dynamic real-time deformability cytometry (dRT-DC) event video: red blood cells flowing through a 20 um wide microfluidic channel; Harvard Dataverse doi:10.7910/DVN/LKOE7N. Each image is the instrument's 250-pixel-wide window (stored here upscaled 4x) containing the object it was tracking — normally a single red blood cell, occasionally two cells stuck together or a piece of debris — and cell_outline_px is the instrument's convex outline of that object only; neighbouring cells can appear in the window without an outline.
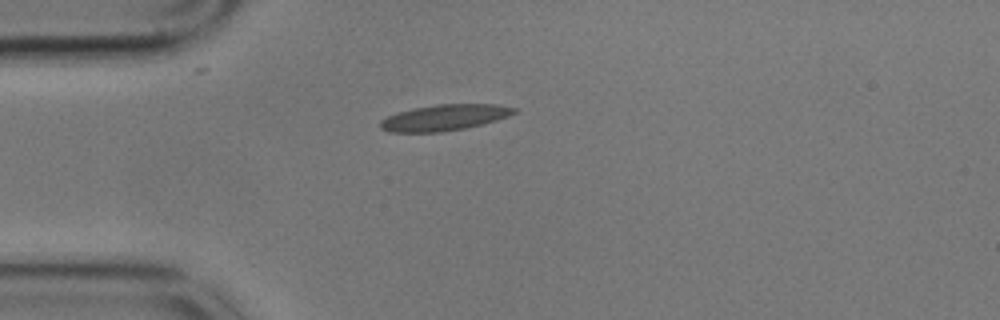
{"species": "common noctule bat (a hibernating species)", "species_latin": "Nyctalus noctula", "temperature_condition": "cold", "stored_images_in_passage": 43, "camera_frame_rate_fps": 3000, "um_per_image_px": 0.085, "animal": {"sex": "male", "body_mass_g": 17.9}, "frame": {"image": 1, "passage_image": 1, "time_ms": 0.0, "image_size_px": [1000, 320], "cell_outline_px": [[516, 112], [508, 116], [496, 120], [464, 128], [440, 132], [388, 132], [380, 128], [380, 120], [396, 112], [412, 108], [436, 104], [496, 104], [516, 108]], "centroid_in_image_um": [37.73, 9.98], "position_along_channel_um": 47.3, "area_um2": 20.23}}
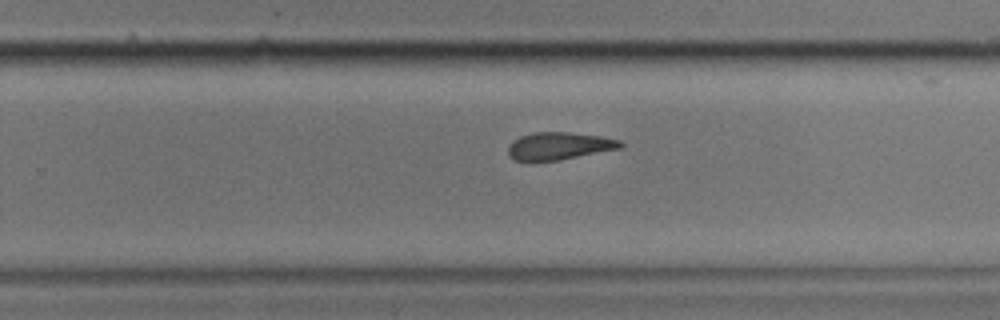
{"frame": {"image": 2, "passage_image": 22, "time_ms": 7.0, "image_size_px": [1000, 320], "cell_outline_px": [[624, 148], [560, 160], [532, 164], [512, 160], [508, 156], [508, 144], [512, 140], [520, 136], [532, 132], [572, 132], [600, 136], [620, 140], [624, 144]], "centroid_in_image_um": [47.46, 12.45], "position_along_channel_um": 282.3, "area_um2": 18.96}}
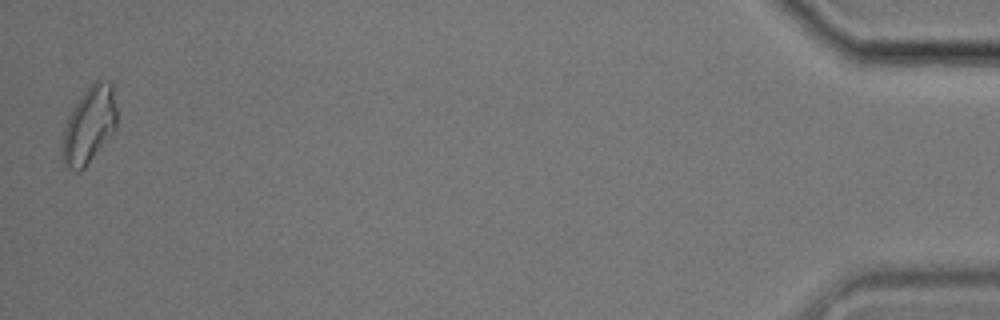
{"frame": {"image": 3, "passage_image": 42, "time_ms": 13.667, "image_size_px": [1000, 320], "cell_outline_px": [[116, 128], [84, 168], [80, 172], [76, 172], [68, 168], [64, 164], [60, 156], [60, 148], [64, 128], [68, 116], [72, 108], [84, 92], [96, 80], [108, 80], [112, 84], [116, 108]], "centroid_in_image_um": [7.54, 10.66], "position_along_channel_um": 427.7, "area_um2": 24.39}, "authors_computed_cell_mechanics": {"area_um2": 19.0162, "velocity_mm_per_s": 3.5434, "shape_relaxation_time_tau1_ms": null, "shape_relaxation_time_tau2_ms": 4.1877, "deformation_change_tau1": null, "deformation_change_tau2": 0.0982}}